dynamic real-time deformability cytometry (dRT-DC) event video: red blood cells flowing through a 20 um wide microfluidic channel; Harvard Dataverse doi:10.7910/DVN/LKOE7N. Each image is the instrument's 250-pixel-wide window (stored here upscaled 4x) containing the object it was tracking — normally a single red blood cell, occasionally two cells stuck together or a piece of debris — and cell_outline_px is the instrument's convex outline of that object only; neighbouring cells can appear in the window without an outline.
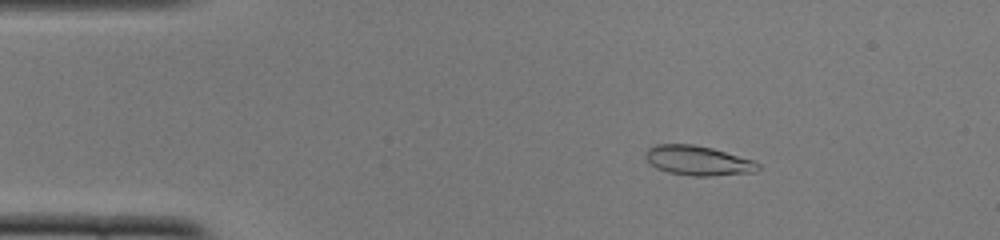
{"species": "common noctule bat (a hibernating species)", "species_latin": "Nyctalus noctula", "temperature_condition": "cold", "stored_images_in_passage": 51, "camera_frame_rate_fps": 3000, "um_per_image_px": 0.085, "animal": {"sex": "female", "body_mass_g": 22.0, "forearm_length_mm": 56.7}, "frame": {"image": 1, "passage_image": 8, "time_ms": 2.333, "image_size_px": [1000, 240], "cell_outline_px": [[760, 168], [756, 172], [708, 176], [696, 176], [668, 172], [656, 168], [644, 156], [644, 152], [648, 148], [656, 144], [692, 144], [712, 148], [756, 160], [760, 164]], "centroid_in_image_um": [59.36, 13.64], "position_along_channel_um": 25.6, "area_um2": 19.54}}
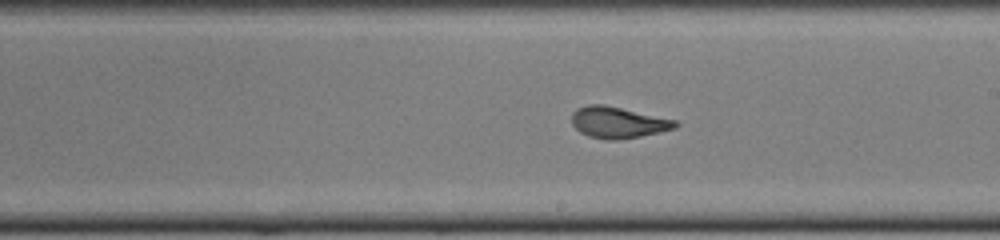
{"frame": {"image": 2, "passage_image": 29, "time_ms": 9.333, "image_size_px": [1000, 240], "cell_outline_px": [[680, 124], [676, 128], [660, 132], [640, 136], [616, 140], [608, 140], [588, 136], [580, 132], [572, 124], [572, 112], [576, 108], [588, 104], [604, 104], [676, 120]], "centroid_in_image_um": [52.52, 10.4], "position_along_channel_um": 236.5, "area_um2": 18.96}}
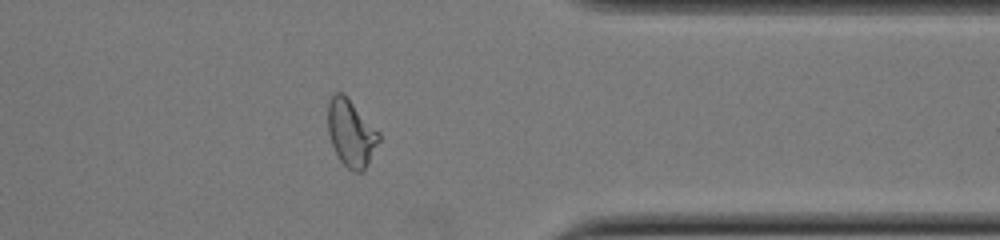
{"frame": {"image": 3, "passage_image": 41, "time_ms": 13.333, "image_size_px": [1000, 240], "cell_outline_px": [[380, 140], [368, 164], [360, 172], [352, 172], [340, 160], [332, 144], [328, 132], [328, 100], [336, 92], [344, 92], [380, 132]], "centroid_in_image_um": [29.85, 11.28], "position_along_channel_um": 381.6, "area_um2": 20.0}, "authors_computed_cell_mechanics": {"area_um2": 19.2474, "velocity_mm_per_s": 3.8849, "shape_relaxation_time_tau1_ms": null, "shape_relaxation_time_tau2_ms": 0.8265, "deformation_change_tau1": null, "deformation_change_tau2": 0.0583}}